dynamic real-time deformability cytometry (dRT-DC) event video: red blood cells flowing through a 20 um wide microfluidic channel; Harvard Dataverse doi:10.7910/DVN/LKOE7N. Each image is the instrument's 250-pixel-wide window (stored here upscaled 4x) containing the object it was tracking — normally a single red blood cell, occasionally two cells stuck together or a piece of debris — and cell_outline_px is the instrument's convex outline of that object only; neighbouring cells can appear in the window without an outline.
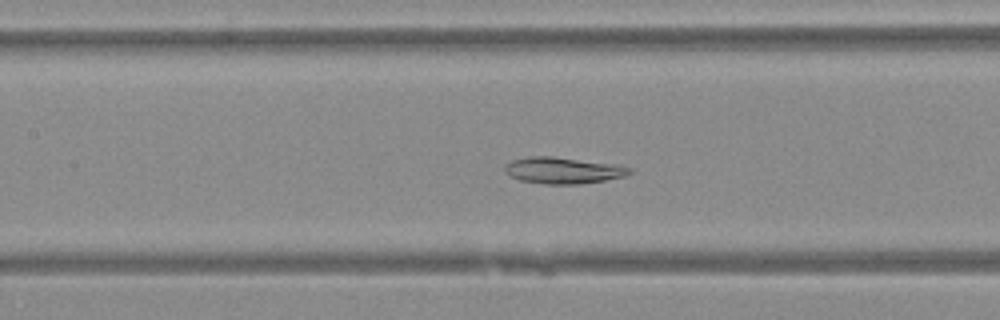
{"species": "Egyptian fruit bat (a non-hibernating species)", "species_latin": "Rousettus aegyptiacus", "temperature_condition": "warm", "stored_images_in_passage": 39, "camera_frame_rate_fps": 3000, "um_per_image_px": 0.085, "animal": {"sex": "female"}, "frame": {"image": 1, "passage_image": 22, "time_ms": 7.0, "image_size_px": [1000, 320], "cell_outline_px": [[632, 172], [624, 176], [604, 180], [580, 184], [544, 184], [520, 180], [504, 172], [504, 168], [512, 160], [532, 156], [552, 156], [620, 164], [632, 168]], "centroid_in_image_um": [47.91, 14.48], "position_along_channel_um": 159.5, "area_um2": 19.25}}
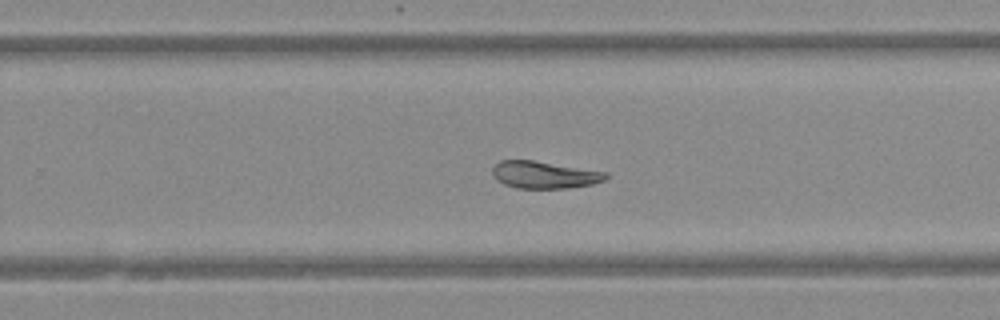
{"frame": {"image": 2, "passage_image": 31, "time_ms": 10.0, "image_size_px": [1000, 320], "cell_outline_px": [[608, 176], [604, 180], [592, 184], [568, 188], [516, 188], [504, 184], [496, 180], [492, 172], [492, 168], [500, 160], [532, 160], [608, 172]], "centroid_in_image_um": [46.26, 14.86], "position_along_channel_um": 283.5, "area_um2": 17.92}}
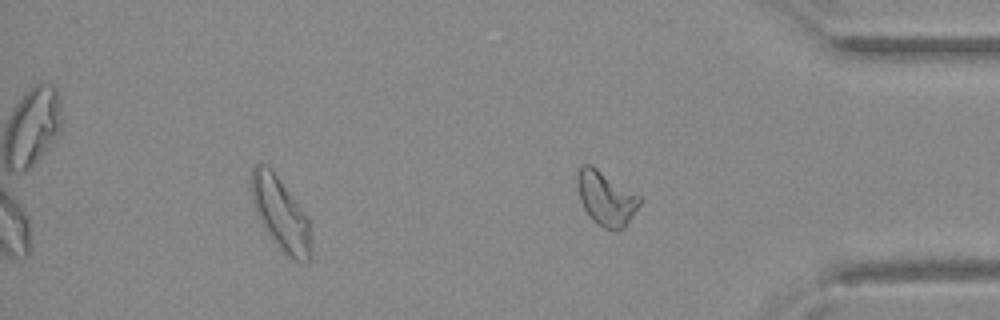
{"frame": {"image": 3, "passage_image": 39, "time_ms": 12.667, "image_size_px": [1000, 320], "cell_outline_px": [[644, 200], [624, 228], [604, 228], [596, 224], [592, 220], [584, 208], [580, 200], [576, 180], [580, 164], [592, 164], [640, 196]], "centroid_in_image_um": [51.51, 16.82], "position_along_channel_um": 383.7, "area_um2": 19.77}}